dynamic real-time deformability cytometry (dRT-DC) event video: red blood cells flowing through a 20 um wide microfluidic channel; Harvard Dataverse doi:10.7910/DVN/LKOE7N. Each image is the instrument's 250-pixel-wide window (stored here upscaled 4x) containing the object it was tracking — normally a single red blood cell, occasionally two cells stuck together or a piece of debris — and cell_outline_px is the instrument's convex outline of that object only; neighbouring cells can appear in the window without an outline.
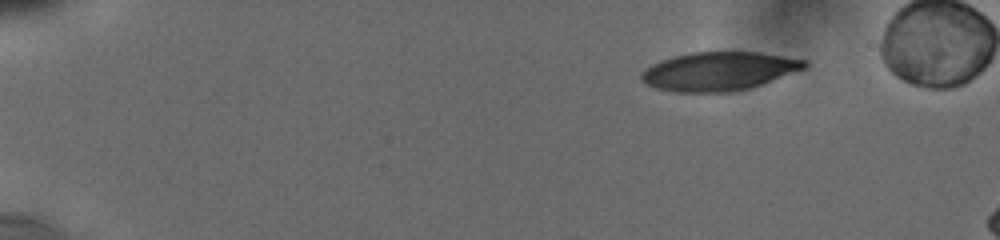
{"species": "human", "species_latin": "Homo sapiens", "temperature_condition": "cold", "stored_images_in_passage": 47, "camera_frame_rate_fps": 3000, "um_per_image_px": 0.085, "donor": {"sex": "male"}, "frame": {"image": 1, "passage_image": 1, "time_ms": 0.0, "image_size_px": [1000, 240], "cell_outline_px": [[808, 68], [752, 88], [736, 92], [676, 92], [656, 88], [640, 80], [640, 72], [644, 68], [660, 60], [672, 56], [692, 52], [760, 52], [808, 60]], "centroid_in_image_um": [61.14, 6.06], "position_along_channel_um": 23.9, "area_um2": 37.34}}
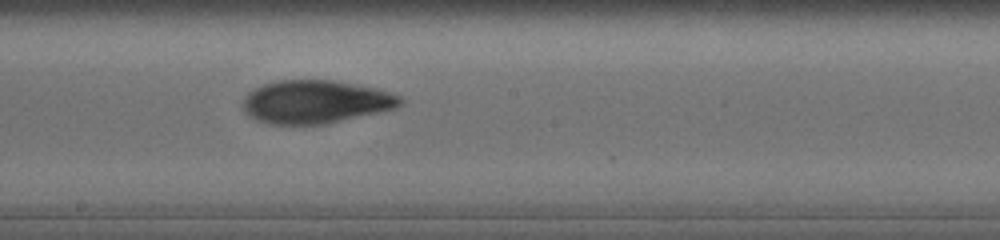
{"frame": {"image": 2, "passage_image": 29, "time_ms": 8.333, "image_size_px": [1000, 240], "cell_outline_px": [[404, 100], [396, 108], [328, 124], [272, 124], [256, 120], [244, 108], [244, 96], [248, 92], [264, 84], [276, 80], [332, 80], [376, 88], [400, 96]], "centroid_in_image_um": [26.85, 8.65], "position_along_channel_um": 221.4, "area_um2": 39.3}}
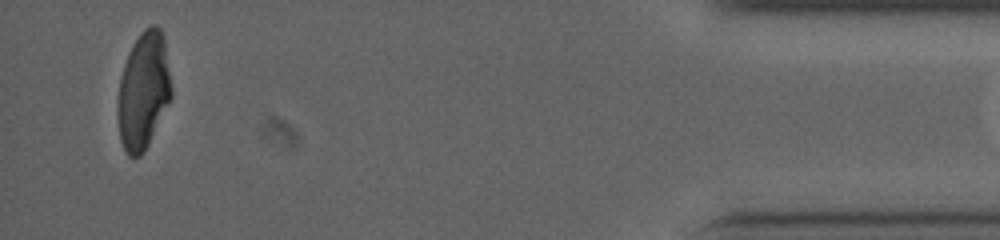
{"frame": {"image": 3, "passage_image": 46, "time_ms": 15.333, "image_size_px": [1000, 240], "cell_outline_px": [[172, 96], [144, 152], [140, 156], [128, 156], [120, 140], [116, 116], [116, 108], [120, 76], [128, 52], [132, 44], [140, 32], [144, 28], [152, 24], [156, 24], [160, 28], [164, 36], [172, 88]], "centroid_in_image_um": [12.17, 7.68], "position_along_channel_um": 423.0, "area_um2": 37.05}}